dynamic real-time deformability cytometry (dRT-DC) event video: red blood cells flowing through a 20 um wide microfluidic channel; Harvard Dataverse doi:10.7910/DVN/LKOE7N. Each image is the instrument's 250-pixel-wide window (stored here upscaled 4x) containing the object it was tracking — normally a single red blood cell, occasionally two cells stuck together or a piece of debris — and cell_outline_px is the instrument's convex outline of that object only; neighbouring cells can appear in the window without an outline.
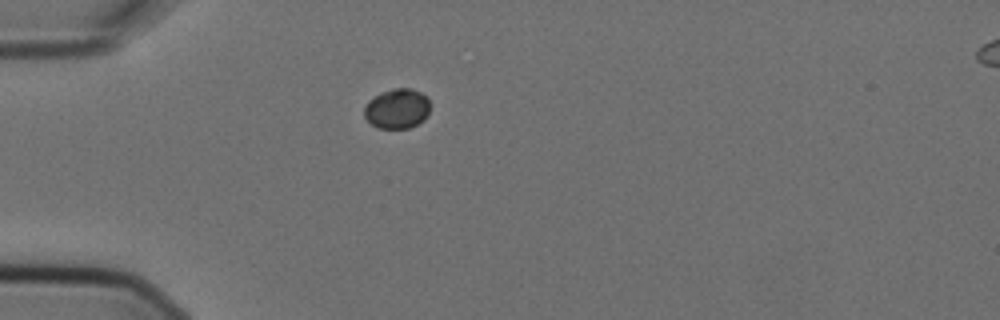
{"species": "Egyptian fruit bat (a non-hibernating species)", "species_latin": "Rousettus aegyptiacus", "temperature_condition": "cold", "stored_images_in_passage": 1, "camera_frame_rate_fps": 3000, "um_per_image_px": 0.085, "animal": {"sex": "female"}, "frame": {"image": 1, "passage_image": 1, "time_ms": 0.0, "image_size_px": [1000, 320], "cell_outline_px": [[428, 112], [424, 120], [408, 128], [380, 128], [372, 124], [364, 116], [364, 108], [368, 100], [380, 92], [392, 88], [412, 88], [428, 96]], "centroid_in_image_um": [33.74, 9.21], "position_along_channel_um": 51.3, "area_um2": 15.32}}